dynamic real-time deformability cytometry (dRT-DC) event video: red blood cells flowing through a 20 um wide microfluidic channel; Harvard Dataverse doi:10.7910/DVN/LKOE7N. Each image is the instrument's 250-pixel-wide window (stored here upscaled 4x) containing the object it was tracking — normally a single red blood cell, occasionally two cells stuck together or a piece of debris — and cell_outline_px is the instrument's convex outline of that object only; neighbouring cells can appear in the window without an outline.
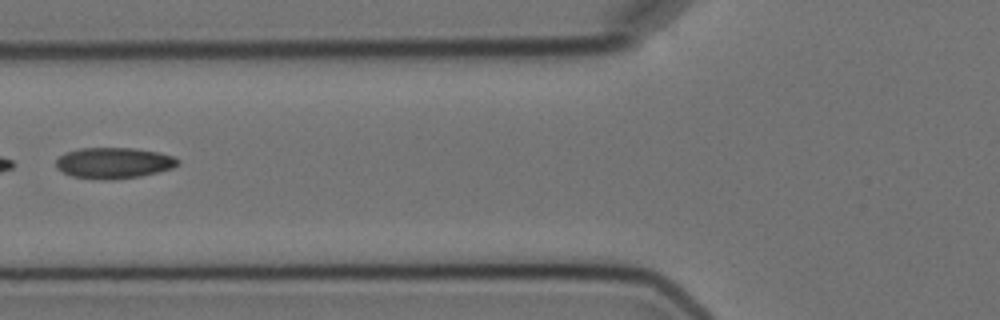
{"species": "Egyptian fruit bat (a non-hibernating species)", "species_latin": "Rousettus aegyptiacus", "temperature_condition": "cold", "stored_images_in_passage": 11, "camera_frame_rate_fps": 3000, "um_per_image_px": 0.085, "animal": {"sex": "female"}, "frame": {"image": 1, "passage_image": 2, "time_ms": 1.333, "image_size_px": [1000, 320], "cell_outline_px": [[180, 164], [172, 168], [140, 176], [116, 180], [104, 180], [72, 176], [56, 168], [56, 160], [64, 152], [80, 148], [132, 148], [160, 152], [172, 156], [180, 160]], "centroid_in_image_um": [9.67, 13.85], "position_along_channel_um": 116.1, "area_um2": 22.08}}
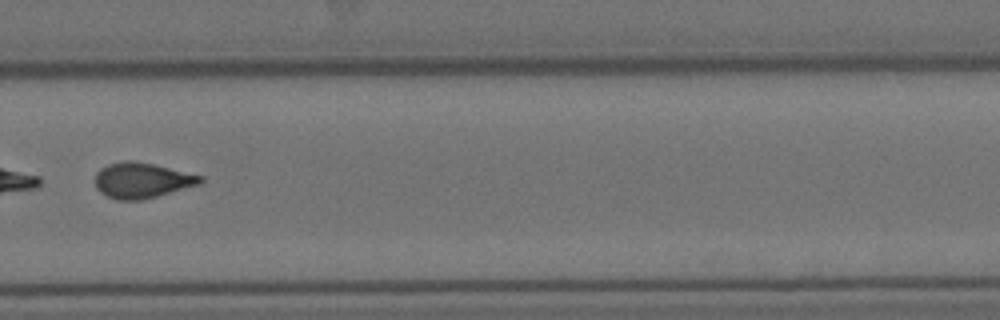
{"frame": {"image": 2, "passage_image": 7, "time_ms": 7.0, "image_size_px": [1000, 320], "cell_outline_px": [[204, 180], [200, 184], [156, 196], [140, 200], [116, 200], [100, 192], [96, 188], [96, 172], [100, 168], [108, 164], [120, 160], [132, 160], [152, 164], [204, 176]], "centroid_in_image_um": [12.04, 15.32], "position_along_channel_um": 317.8, "area_um2": 21.68}}
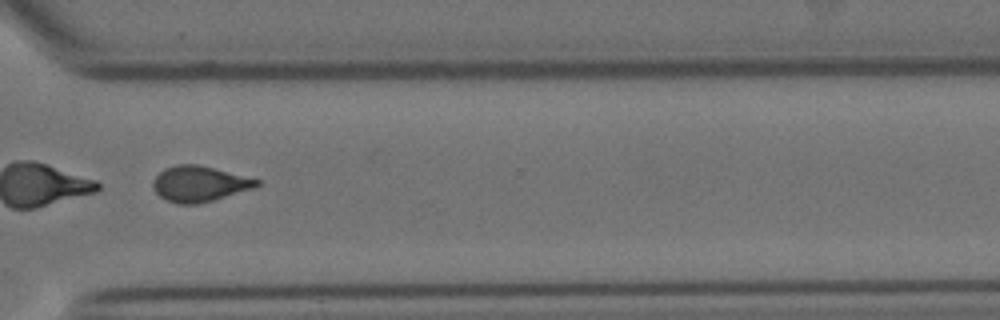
{"frame": {"image": 3, "passage_image": 8, "time_ms": 8.0, "image_size_px": [1000, 320], "cell_outline_px": [[260, 184], [256, 188], [212, 200], [196, 204], [176, 204], [160, 196], [152, 188], [152, 180], [164, 168], [176, 164], [200, 164], [260, 180]], "centroid_in_image_um": [16.94, 15.61], "position_along_channel_um": 353.7, "area_um2": 21.62}, "authors_computed_cell_mechanics": {"area_um2": 21.675, "velocity_mm_per_s": 3.5683, "shape_relaxation_time_tau1_ms": 8.536, "shape_relaxation_time_tau2_ms": 1.8524, "deformation_change_tau1": 0.1551, "deformation_change_tau2": 0.0527}}